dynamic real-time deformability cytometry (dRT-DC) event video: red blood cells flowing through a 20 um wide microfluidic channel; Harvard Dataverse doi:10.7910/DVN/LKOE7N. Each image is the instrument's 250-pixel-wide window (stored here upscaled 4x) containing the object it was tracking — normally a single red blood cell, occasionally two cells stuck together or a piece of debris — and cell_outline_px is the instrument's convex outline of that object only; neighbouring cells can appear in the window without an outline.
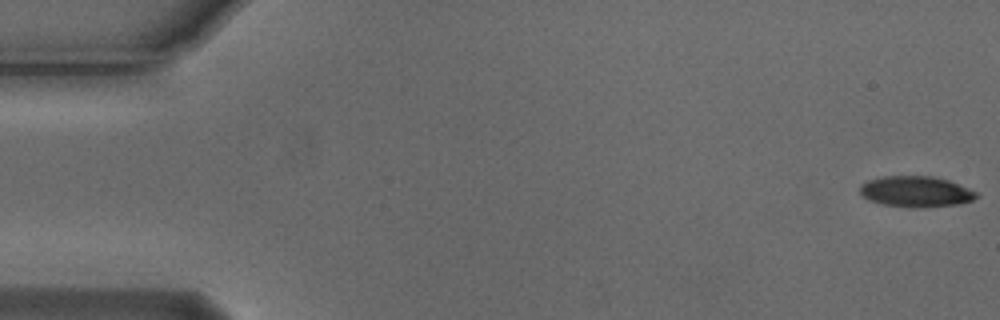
{"species": "Egyptian fruit bat (a non-hibernating species)", "species_latin": "Rousettus aegyptiacus", "temperature_condition": "cold", "stored_images_in_passage": 54, "camera_frame_rate_fps": 3000, "um_per_image_px": 0.085, "animal": {"sex": "male"}, "frame": {"image": 1, "passage_image": 1, "time_ms": 0.0, "image_size_px": [1000, 320], "cell_outline_px": [[980, 196], [972, 200], [960, 204], [924, 208], [912, 208], [880, 204], [868, 200], [860, 192], [860, 184], [868, 180], [884, 176], [932, 176], [948, 180], [968, 188], [976, 192]], "centroid_in_image_um": [77.85, 16.3], "position_along_channel_um": 7.2, "area_um2": 21.15}}
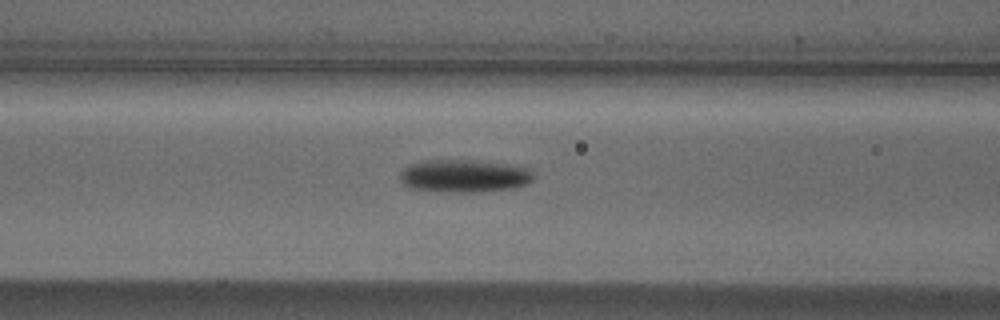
{"frame": {"image": 2, "passage_image": 22, "time_ms": 7.0, "image_size_px": [1000, 320], "cell_outline_px": [[532, 180], [528, 184], [512, 188], [476, 192], [444, 192], [408, 188], [400, 180], [400, 172], [408, 164], [428, 160], [480, 160], [508, 164], [528, 168], [532, 172]], "centroid_in_image_um": [39.43, 14.95], "position_along_channel_um": 127.2, "area_um2": 25.72}}
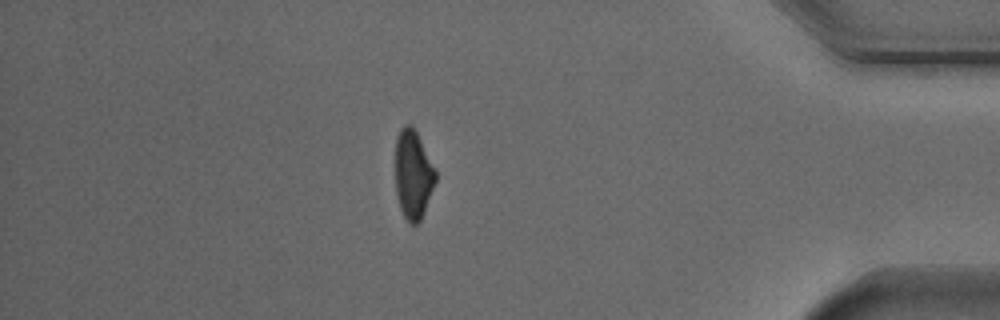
{"frame": {"image": 3, "passage_image": 47, "time_ms": 15.333, "image_size_px": [1000, 320], "cell_outline_px": [[436, 180], [424, 212], [420, 220], [416, 224], [408, 224], [400, 208], [396, 192], [396, 136], [400, 128], [404, 124], [412, 124], [436, 172]], "centroid_in_image_um": [35.09, 14.84], "position_along_channel_um": 400.1, "area_um2": 20.58}, "authors_computed_cell_mechanics": {"area_um2": 22.6287, "velocity_mm_per_s": 3.7831, "shape_relaxation_time_tau1_ms": 3.3629, "shape_relaxation_time_tau2_ms": null, "deformation_change_tau1": 0.1343, "deformation_change_tau2": null}}